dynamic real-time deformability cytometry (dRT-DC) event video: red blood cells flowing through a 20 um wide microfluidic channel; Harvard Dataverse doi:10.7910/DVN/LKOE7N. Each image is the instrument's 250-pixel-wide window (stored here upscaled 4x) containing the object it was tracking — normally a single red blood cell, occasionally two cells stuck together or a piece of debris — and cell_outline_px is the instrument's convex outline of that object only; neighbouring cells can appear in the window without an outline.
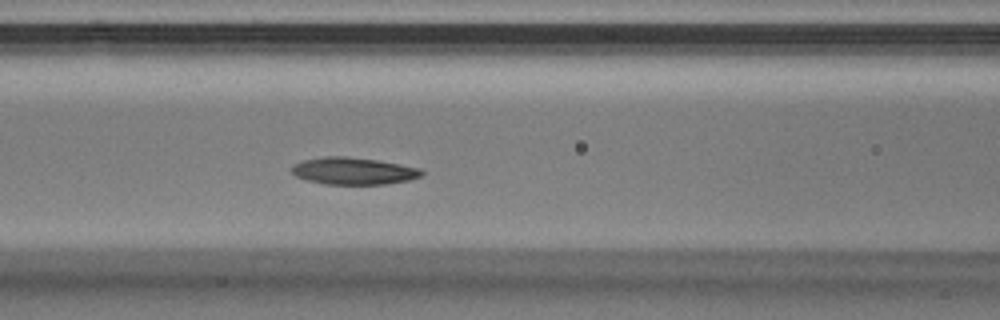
{"species": "Egyptian fruit bat (a non-hibernating species)", "species_latin": "Rousettus aegyptiacus", "temperature_condition": "warm", "stored_images_in_passage": 25, "camera_frame_rate_fps": 3000, "um_per_image_px": 0.085, "animal": {"sex": "male"}, "frame": {"image": 1, "passage_image": 8, "time_ms": 2.333, "image_size_px": [1000, 320], "cell_outline_px": [[424, 172], [420, 176], [408, 180], [384, 184], [328, 184], [308, 180], [296, 176], [292, 172], [292, 164], [304, 160], [320, 156], [348, 156], [376, 160], [400, 164], [420, 168]], "centroid_in_image_um": [30.02, 14.52], "position_along_channel_um": 136.6, "area_um2": 20.4}}
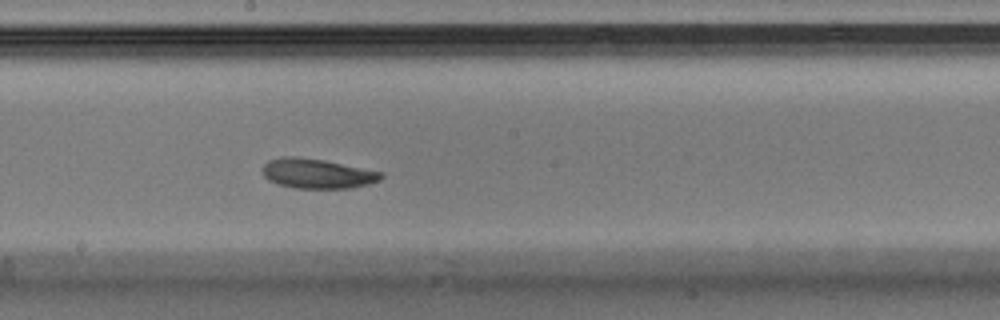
{"frame": {"image": 2, "passage_image": 13, "time_ms": 4.0, "image_size_px": [1000, 320], "cell_outline_px": [[384, 176], [380, 180], [368, 184], [348, 188], [296, 188], [280, 184], [268, 180], [264, 176], [264, 164], [268, 160], [280, 156], [296, 156], [324, 160], [384, 172]], "centroid_in_image_um": [26.98, 14.74], "position_along_channel_um": 221.2, "area_um2": 20.52}}
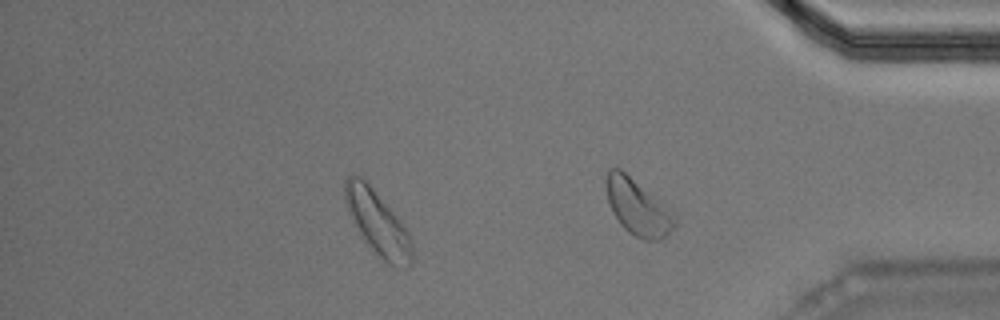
{"frame": {"image": 3, "passage_image": 23, "time_ms": 7.333, "image_size_px": [1000, 320], "cell_outline_px": [[412, 264], [408, 268], [392, 268], [376, 256], [360, 232], [348, 212], [344, 196], [344, 180], [348, 176], [360, 176], [372, 188], [400, 220], [408, 232], [412, 240]], "centroid_in_image_um": [32.13, 19.03], "position_along_channel_um": 403.1, "area_um2": 24.97}}